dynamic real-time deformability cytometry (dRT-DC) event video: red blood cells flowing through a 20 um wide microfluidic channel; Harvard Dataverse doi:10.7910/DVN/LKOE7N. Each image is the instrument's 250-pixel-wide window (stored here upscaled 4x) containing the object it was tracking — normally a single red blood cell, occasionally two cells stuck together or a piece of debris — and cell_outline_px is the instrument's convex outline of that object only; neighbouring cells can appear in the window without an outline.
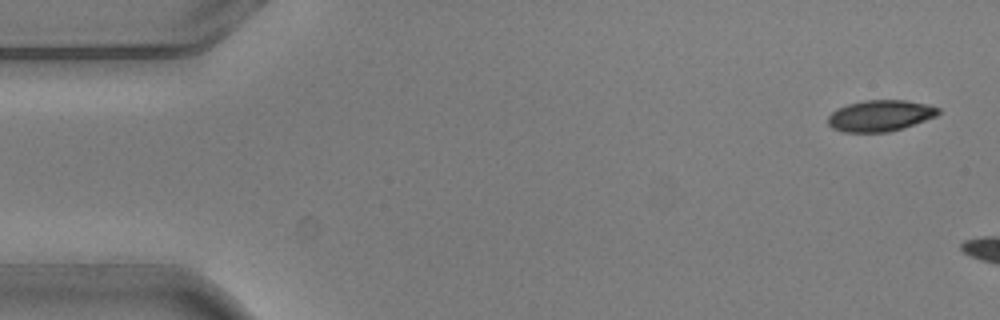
{"species": "common noctule bat (a hibernating species)", "species_latin": "Nyctalus noctula", "temperature_condition": "warm", "stored_images_in_passage": 3, "camera_frame_rate_fps": 3000, "um_per_image_px": 0.085, "animal": {"sex": "male", "body_mass_g": 20.5, "forearm_length_mm": 52.5}, "frame": {"image": 1, "passage_image": 1, "time_ms": 0.0, "image_size_px": [1000, 320], "cell_outline_px": [[940, 112], [936, 116], [904, 128], [888, 132], [844, 132], [832, 128], [828, 124], [828, 116], [832, 112], [848, 104], [868, 100], [904, 100], [928, 104], [940, 108]], "centroid_in_image_um": [74.84, 9.84], "position_along_channel_um": 10.2, "area_um2": 20.0}}